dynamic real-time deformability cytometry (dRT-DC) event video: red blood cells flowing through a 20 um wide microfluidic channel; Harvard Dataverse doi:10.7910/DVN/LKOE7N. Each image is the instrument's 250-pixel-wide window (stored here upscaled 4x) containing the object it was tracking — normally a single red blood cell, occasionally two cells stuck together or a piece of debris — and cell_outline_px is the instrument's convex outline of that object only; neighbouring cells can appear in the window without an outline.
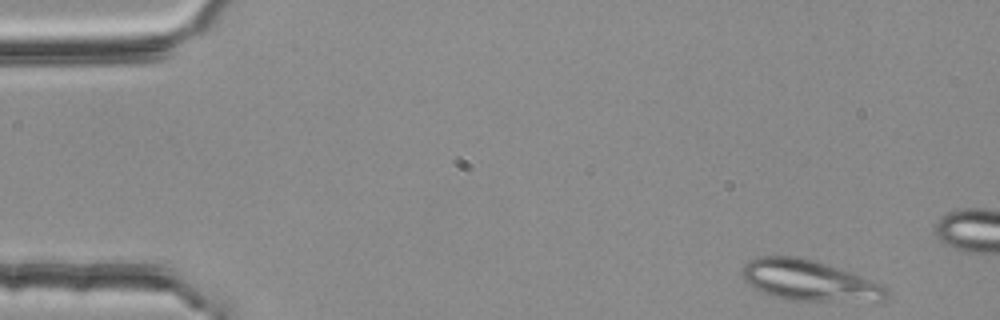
{"species": "common noctule bat (a hibernating species)", "species_latin": "Nyctalus noctula", "temperature_condition": "room temperature", "stored_images_in_passage": 11, "camera_frame_rate_fps": 3000, "um_per_image_px": 0.085, "animal": {"sex": "female", "body_mass_g": 25.1}, "frame": {"image": 1, "passage_image": 1, "time_ms": 0.0, "image_size_px": [1000, 320], "cell_outline_px": [[888, 296], [884, 300], [784, 300], [760, 292], [752, 288], [740, 276], [740, 272], [744, 264], [748, 260], [756, 256], [804, 256], [828, 264], [888, 288]], "centroid_in_image_um": [68.63, 23.81], "position_along_channel_um": 16.4, "area_um2": 34.16}}